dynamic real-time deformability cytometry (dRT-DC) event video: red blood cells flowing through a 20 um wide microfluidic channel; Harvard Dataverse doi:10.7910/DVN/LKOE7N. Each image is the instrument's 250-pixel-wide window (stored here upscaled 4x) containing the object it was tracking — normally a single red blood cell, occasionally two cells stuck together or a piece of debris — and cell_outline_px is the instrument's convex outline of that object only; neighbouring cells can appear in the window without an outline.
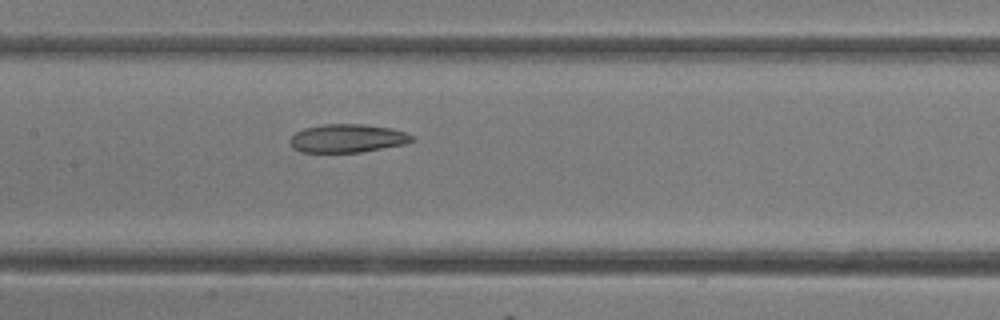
{"species": "common noctule bat (a hibernating species)", "species_latin": "Nyctalus noctula", "temperature_condition": "room temperature", "stored_images_in_passage": 17, "camera_frame_rate_fps": 3000, "um_per_image_px": 0.085, "animal": {"sex": "female"}, "frame": {"image": 1, "passage_image": 15, "time_ms": 4.667, "image_size_px": [1000, 320], "cell_outline_px": [[416, 140], [404, 144], [360, 152], [300, 152], [292, 148], [288, 140], [296, 132], [304, 128], [324, 124], [364, 124], [392, 128], [416, 136]], "centroid_in_image_um": [29.53, 11.75], "position_along_channel_um": 177.9, "area_um2": 20.29}}
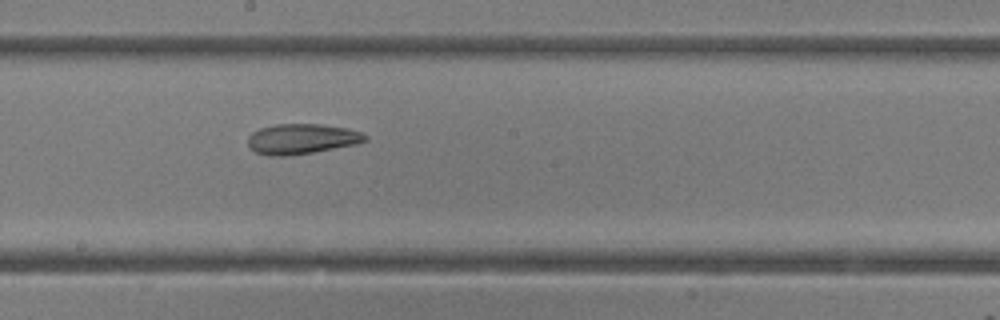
{"frame": {"image": 2, "passage_image": 17, "time_ms": 5.333, "image_size_px": [1000, 320], "cell_outline_px": [[368, 140], [356, 144], [312, 152], [288, 156], [268, 156], [256, 152], [248, 148], [248, 136], [252, 132], [260, 128], [276, 124], [320, 124], [348, 128], [360, 132], [368, 136]], "centroid_in_image_um": [25.62, 11.81], "position_along_channel_um": 222.6, "area_um2": 20.75}}